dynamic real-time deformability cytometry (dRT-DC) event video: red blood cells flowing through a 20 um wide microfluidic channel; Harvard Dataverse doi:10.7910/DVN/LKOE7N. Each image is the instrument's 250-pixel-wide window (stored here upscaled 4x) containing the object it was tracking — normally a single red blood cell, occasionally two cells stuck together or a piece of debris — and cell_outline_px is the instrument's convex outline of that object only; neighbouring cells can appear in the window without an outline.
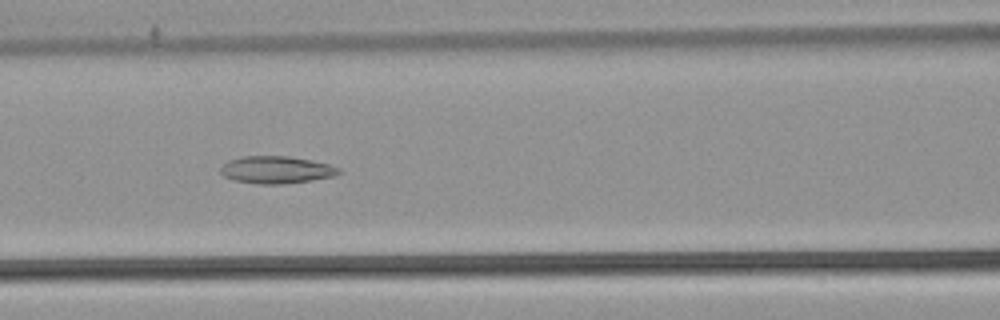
{"species": "common noctule bat (a hibernating species)", "species_latin": "Nyctalus noctula", "temperature_condition": "warm", "stored_images_in_passage": 36, "camera_frame_rate_fps": 3000, "um_per_image_px": 0.085, "animal": {"sex": "male", "body_mass_g": 21.5, "forearm_length_mm": 52.0}, "frame": {"image": 1, "passage_image": 6, "time_ms": 1.667, "image_size_px": [1000, 320], "cell_outline_px": [[340, 172], [336, 176], [312, 180], [284, 184], [256, 184], [236, 180], [224, 176], [220, 172], [220, 168], [228, 160], [244, 156], [288, 156], [312, 160], [328, 164], [340, 168]], "centroid_in_image_um": [23.5, 14.43], "position_along_channel_um": 143.1, "area_um2": 18.84}}
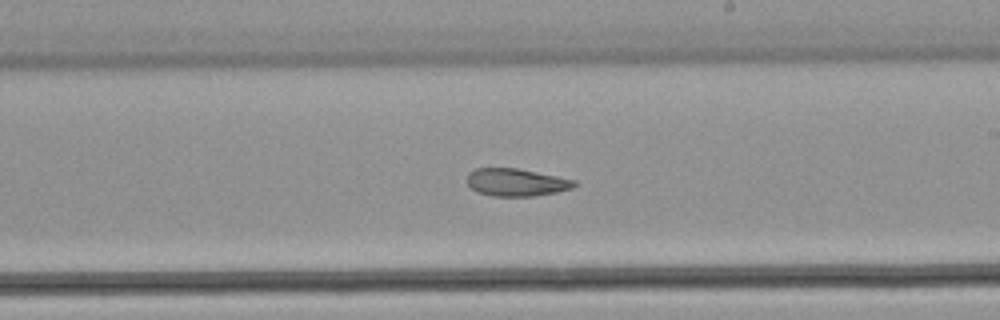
{"frame": {"image": 2, "passage_image": 14, "time_ms": 4.333, "image_size_px": [1000, 320], "cell_outline_px": [[580, 184], [572, 188], [556, 192], [536, 196], [492, 196], [476, 192], [468, 184], [468, 172], [476, 168], [516, 168], [576, 180]], "centroid_in_image_um": [43.9, 15.5], "position_along_channel_um": 245.1, "area_um2": 17.28}}
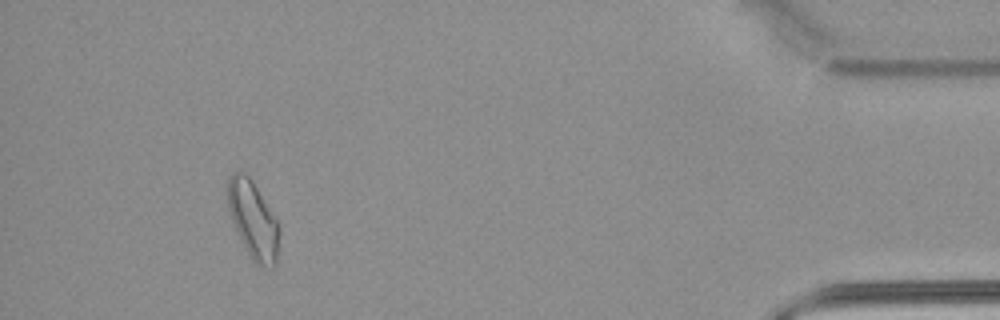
{"frame": {"image": 3, "passage_image": 32, "time_ms": 10.333, "image_size_px": [1000, 320], "cell_outline_px": [[280, 228], [276, 264], [272, 268], [256, 264], [252, 260], [240, 240], [228, 212], [224, 192], [228, 176], [232, 172], [240, 168], [252, 180], [280, 224]], "centroid_in_image_um": [21.46, 18.62], "position_along_channel_um": 413.7, "area_um2": 24.1}}